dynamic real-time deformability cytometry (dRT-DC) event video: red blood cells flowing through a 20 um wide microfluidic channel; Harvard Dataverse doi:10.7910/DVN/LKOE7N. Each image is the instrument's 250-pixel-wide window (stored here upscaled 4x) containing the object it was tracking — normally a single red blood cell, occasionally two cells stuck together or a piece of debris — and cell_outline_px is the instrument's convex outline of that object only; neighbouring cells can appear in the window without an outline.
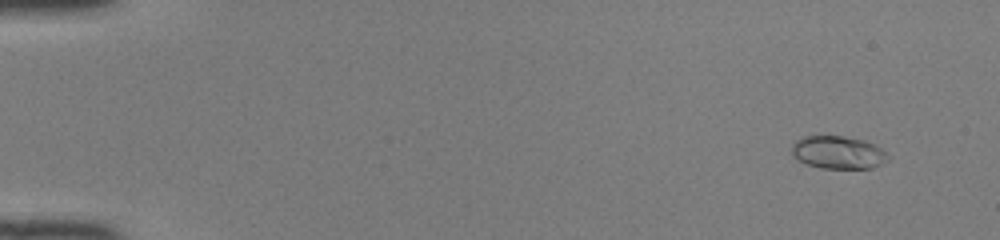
{"species": "common noctule bat (a hibernating species)", "species_latin": "Nyctalus noctula", "temperature_condition": "room temperature", "stored_images_in_passage": 51, "camera_frame_rate_fps": 3000, "um_per_image_px": 0.085, "animal": {"sex": "female", "body_mass_g": 22.0, "forearm_length_mm": 56.7}, "frame": {"image": 1, "passage_image": 5, "time_ms": 1.333, "image_size_px": [1000, 240], "cell_outline_px": [[888, 160], [872, 168], [820, 168], [796, 160], [792, 156], [792, 144], [796, 140], [804, 136], [840, 136], [864, 140], [876, 144], [888, 156]], "centroid_in_image_um": [71.21, 12.95], "position_along_channel_um": 13.8, "area_um2": 18.38}}
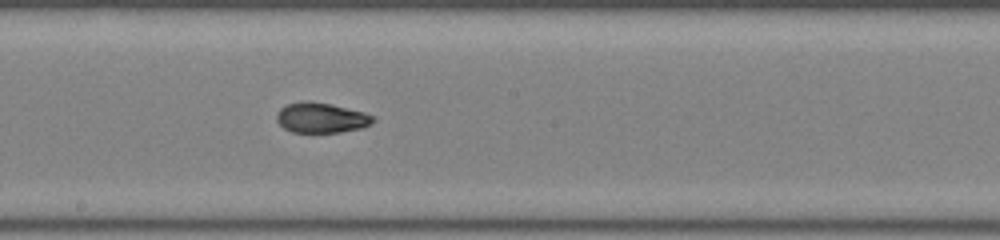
{"frame": {"image": 2, "passage_image": 30, "time_ms": 9.667, "image_size_px": [1000, 240], "cell_outline_px": [[376, 120], [372, 124], [360, 128], [340, 132], [292, 132], [284, 128], [276, 120], [276, 116], [280, 108], [288, 104], [304, 100], [328, 104], [364, 112], [376, 116]], "centroid_in_image_um": [27.32, 10.01], "position_along_channel_um": 220.9, "area_um2": 16.88}}
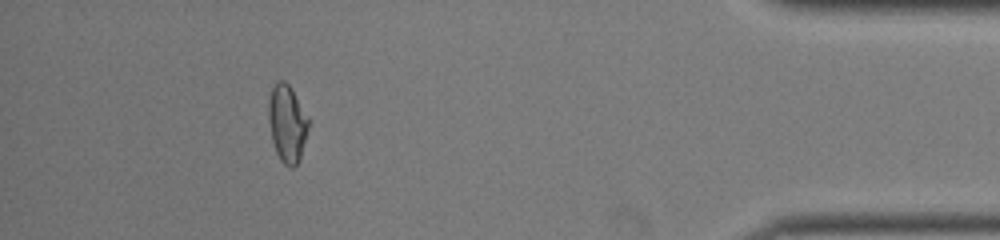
{"frame": {"image": 3, "passage_image": 47, "time_ms": 15.333, "image_size_px": [1000, 240], "cell_outline_px": [[308, 128], [300, 160], [292, 168], [288, 168], [280, 160], [276, 152], [272, 140], [268, 120], [268, 104], [272, 88], [276, 80], [284, 80], [292, 88], [308, 116]], "centroid_in_image_um": [24.4, 10.49], "position_along_channel_um": 410.8, "area_um2": 18.15}, "authors_computed_cell_mechanics": {"area_um2": 17.34, "velocity_mm_per_s": 4.1494, "shape_relaxation_time_tau1_ms": 5.493, "shape_relaxation_time_tau2_ms": 0.7221, "deformation_change_tau1": 0.2201, "deformation_change_tau2": 0.0505}}